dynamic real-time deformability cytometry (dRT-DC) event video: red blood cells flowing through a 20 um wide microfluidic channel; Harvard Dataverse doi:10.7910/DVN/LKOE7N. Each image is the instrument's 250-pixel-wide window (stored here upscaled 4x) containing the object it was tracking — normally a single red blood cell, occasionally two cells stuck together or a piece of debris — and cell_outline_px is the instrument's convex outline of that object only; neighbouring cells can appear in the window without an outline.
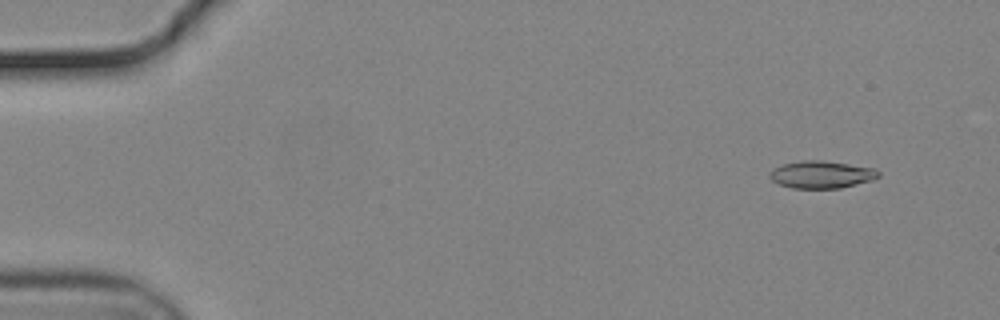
{"species": "common noctule bat (a hibernating species)", "species_latin": "Nyctalus noctula", "temperature_condition": "cold", "stored_images_in_passage": 9, "camera_frame_rate_fps": 3000, "um_per_image_px": 0.085, "animal": {"sex": "male", "body_mass_g": 19.2, "forearm_length_mm": 51.8}, "frame": {"image": 1, "passage_image": 5, "time_ms": 1.333, "image_size_px": [1000, 320], "cell_outline_px": [[880, 176], [872, 180], [840, 188], [792, 188], [780, 184], [772, 180], [768, 176], [768, 172], [772, 168], [784, 164], [800, 160], [820, 160], [876, 168], [880, 172]], "centroid_in_image_um": [69.81, 14.83], "position_along_channel_um": 15.2, "area_um2": 17.4}}